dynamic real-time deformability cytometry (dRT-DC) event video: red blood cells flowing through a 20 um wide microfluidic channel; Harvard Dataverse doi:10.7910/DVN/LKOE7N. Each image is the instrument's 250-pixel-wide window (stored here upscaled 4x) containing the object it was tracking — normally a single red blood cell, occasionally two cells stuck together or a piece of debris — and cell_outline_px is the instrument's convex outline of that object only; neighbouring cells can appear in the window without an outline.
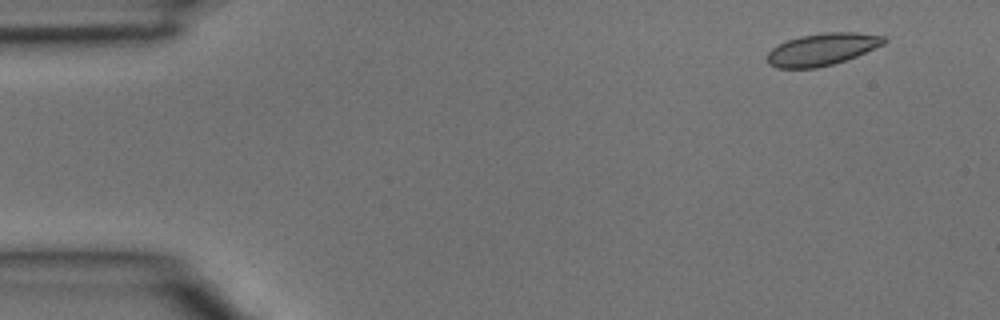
{"species": "common noctule bat (a hibernating species)", "species_latin": "Nyctalus noctula", "temperature_condition": "room temperature", "stored_images_in_passage": 5, "camera_frame_rate_fps": 3000, "um_per_image_px": 0.085, "animal": {"sex": "male", "body_mass_g": 15.6}, "frame": {"image": 1, "passage_image": 2, "time_ms": 0.333, "image_size_px": [1000, 320], "cell_outline_px": [[888, 40], [884, 44], [856, 56], [832, 64], [816, 68], [776, 68], [768, 64], [768, 52], [772, 48], [788, 40], [800, 36], [824, 32], [856, 32], [884, 36]], "centroid_in_image_um": [69.89, 4.19], "position_along_channel_um": 15.1, "area_um2": 21.73}}